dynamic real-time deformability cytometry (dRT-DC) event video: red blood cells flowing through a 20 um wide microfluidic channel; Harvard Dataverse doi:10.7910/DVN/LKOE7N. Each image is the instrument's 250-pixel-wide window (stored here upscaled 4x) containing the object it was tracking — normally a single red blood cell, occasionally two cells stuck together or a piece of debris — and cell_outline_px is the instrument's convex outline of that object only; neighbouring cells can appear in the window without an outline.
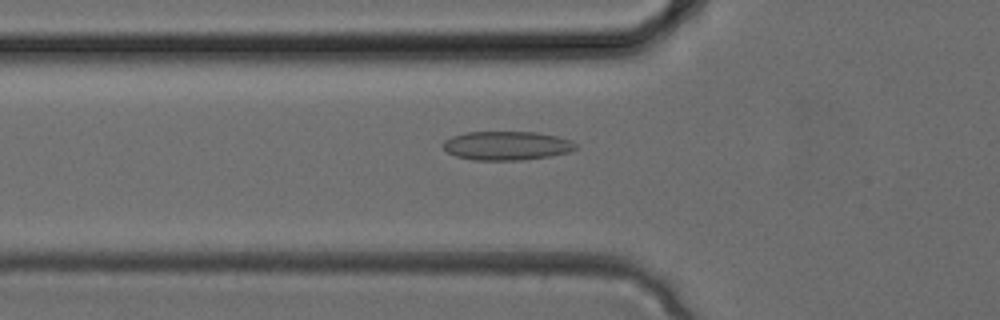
{"species": "common noctule bat (a hibernating species)", "species_latin": "Nyctalus noctula", "temperature_condition": "cold", "stored_images_in_passage": 22, "camera_frame_rate_fps": 3000, "um_per_image_px": 0.085, "animal": {"sex": "female", "body_mass_g": 24.6, "forearm_length_mm": 56.2}, "frame": {"image": 1, "passage_image": 4, "time_ms": 1.0, "image_size_px": [1000, 320], "cell_outline_px": [[576, 148], [572, 152], [548, 156], [520, 160], [472, 160], [456, 156], [448, 152], [444, 148], [444, 140], [452, 136], [468, 132], [536, 132], [556, 136], [572, 140], [576, 144]], "centroid_in_image_um": [43.09, 12.38], "position_along_channel_um": 82.7, "area_um2": 22.25}}
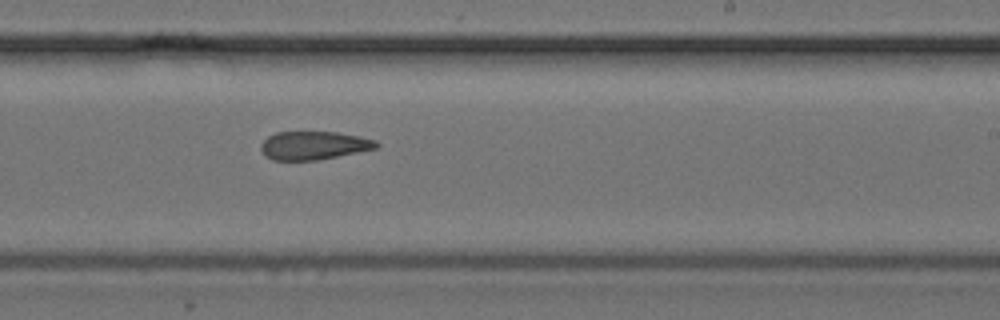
{"frame": {"image": 2, "passage_image": 13, "time_ms": 4.0, "image_size_px": [1000, 320], "cell_outline_px": [[380, 144], [376, 148], [316, 160], [272, 160], [264, 156], [260, 148], [260, 144], [268, 136], [276, 132], [336, 132], [376, 140]], "centroid_in_image_um": [26.61, 12.36], "position_along_channel_um": 262.4, "area_um2": 18.9}}
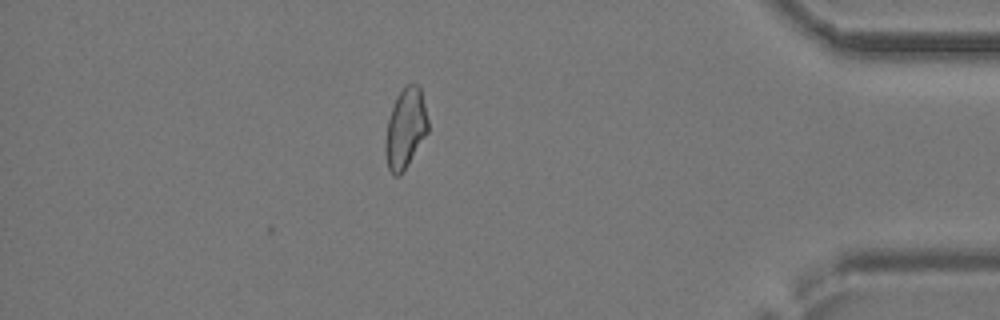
{"frame": {"image": 3, "passage_image": 22, "time_ms": 7.0, "image_size_px": [1000, 320], "cell_outline_px": [[428, 132], [408, 164], [400, 176], [392, 176], [388, 168], [384, 152], [384, 148], [388, 120], [396, 96], [408, 84], [416, 84], [420, 88], [428, 120]], "centroid_in_image_um": [34.45, 10.96], "position_along_channel_um": 400.8, "area_um2": 19.71}}